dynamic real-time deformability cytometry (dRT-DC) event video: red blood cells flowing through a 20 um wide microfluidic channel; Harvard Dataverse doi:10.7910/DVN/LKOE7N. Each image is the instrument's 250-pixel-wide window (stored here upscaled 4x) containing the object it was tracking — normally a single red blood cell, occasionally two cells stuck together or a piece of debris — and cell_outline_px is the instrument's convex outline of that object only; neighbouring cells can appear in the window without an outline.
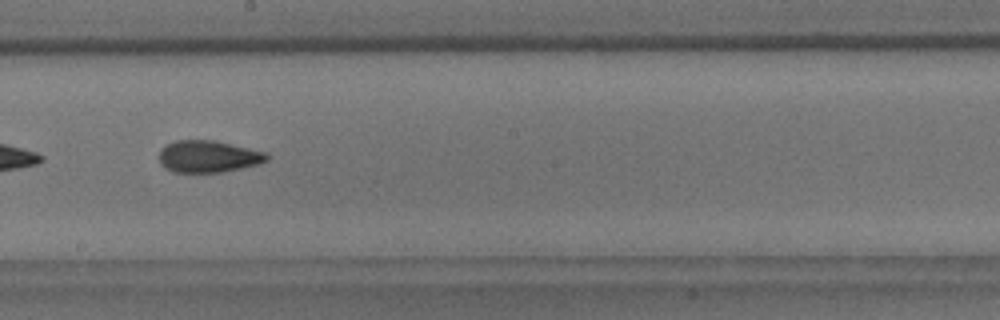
{"species": "common noctule bat (a hibernating species)", "species_latin": "Nyctalus noctula", "temperature_condition": "room temperature", "stored_images_in_passage": 32, "camera_frame_rate_fps": 3000, "um_per_image_px": 0.085, "animal": {"sex": "male", "body_mass_g": 18.8}, "frame": {"image": 1, "passage_image": 25, "time_ms": 8.0, "image_size_px": [1000, 320], "cell_outline_px": [[268, 160], [260, 164], [224, 172], [172, 172], [164, 168], [160, 164], [160, 148], [176, 140], [216, 140], [268, 152]], "centroid_in_image_um": [17.73, 13.3], "position_along_channel_um": 230.5, "area_um2": 20.35}}
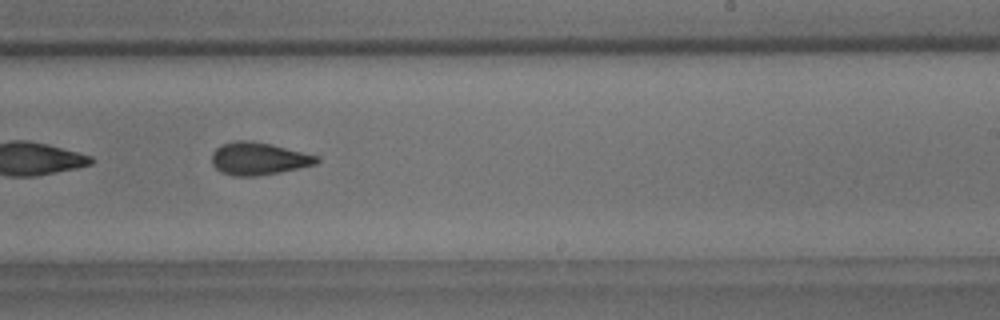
{"frame": {"image": 2, "passage_image": 28, "time_ms": 9.0, "image_size_px": [1000, 320], "cell_outline_px": [[320, 160], [316, 164], [280, 172], [256, 176], [232, 176], [220, 172], [212, 164], [212, 152], [216, 148], [224, 144], [236, 140], [252, 140], [272, 144], [320, 156]], "centroid_in_image_um": [21.98, 13.48], "position_along_channel_um": 267.0, "area_um2": 20.06}}